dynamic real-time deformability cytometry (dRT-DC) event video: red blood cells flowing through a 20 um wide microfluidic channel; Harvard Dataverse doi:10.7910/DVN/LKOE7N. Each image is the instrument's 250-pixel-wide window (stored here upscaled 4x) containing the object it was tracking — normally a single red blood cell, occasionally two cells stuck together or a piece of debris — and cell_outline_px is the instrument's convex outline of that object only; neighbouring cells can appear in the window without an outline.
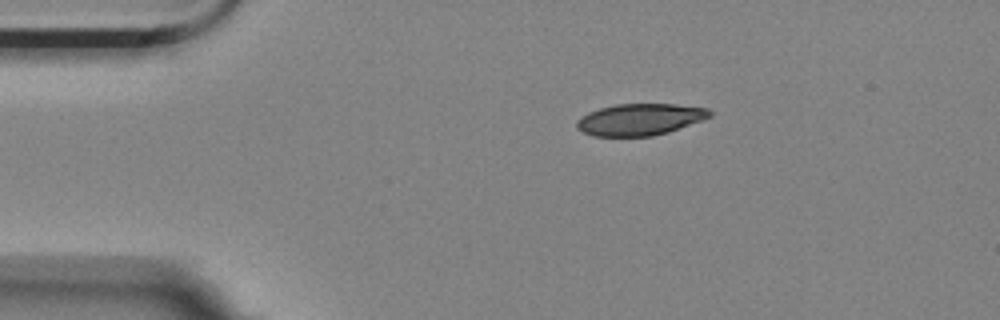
{"species": "Egyptian fruit bat (a non-hibernating species)", "species_latin": "Rousettus aegyptiacus", "temperature_condition": "room temperature", "stored_images_in_passage": 8, "camera_frame_rate_fps": 3000, "um_per_image_px": 0.085, "animal": {"sex": "female"}, "frame": {"image": 1, "passage_image": 1, "time_ms": 0.0, "image_size_px": [1000, 320], "cell_outline_px": [[712, 116], [704, 120], [668, 132], [652, 136], [592, 136], [576, 128], [576, 120], [580, 116], [588, 112], [600, 108], [616, 104], [676, 104], [708, 108], [712, 112]], "centroid_in_image_um": [54.4, 10.15], "position_along_channel_um": 30.6, "area_um2": 24.74}}
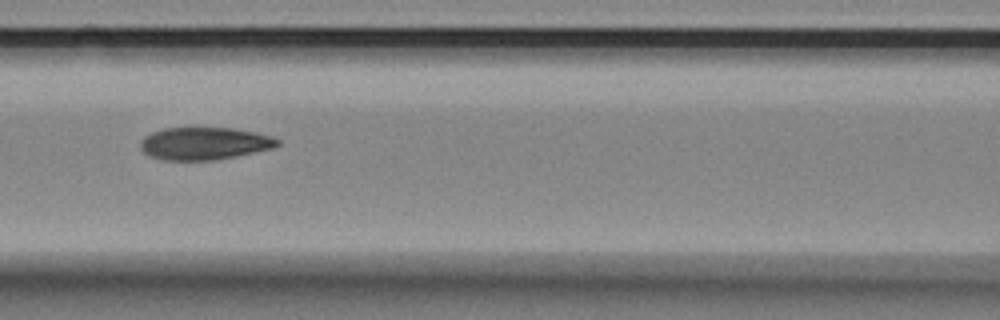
{"frame": {"image": 2, "passage_image": 5, "time_ms": 1.333, "image_size_px": [1000, 320], "cell_outline_px": [[280, 144], [276, 148], [212, 160], [164, 160], [148, 156], [140, 148], [140, 140], [144, 136], [152, 132], [164, 128], [192, 124], [232, 128], [252, 132], [268, 136], [280, 140]], "centroid_in_image_um": [17.31, 12.15], "position_along_channel_um": 149.3, "area_um2": 26.82}}
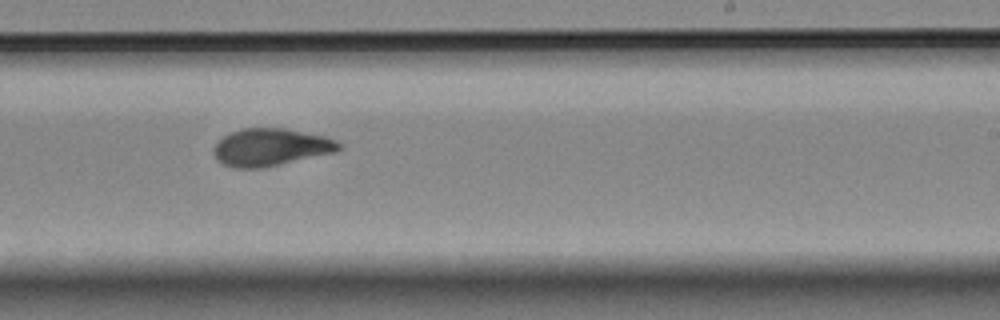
{"frame": {"image": 3, "passage_image": 8, "time_ms": 2.333, "image_size_px": [1000, 320], "cell_outline_px": [[340, 148], [336, 152], [264, 168], [232, 168], [216, 160], [212, 152], [212, 148], [228, 132], [240, 128], [284, 128], [324, 136], [336, 140], [340, 144]], "centroid_in_image_um": [22.97, 12.52], "position_along_channel_um": 266.0, "area_um2": 27.51}}